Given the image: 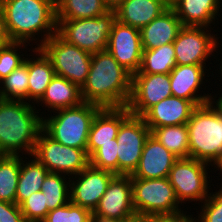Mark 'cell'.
Masks as SVG:
<instances>
[{"label":"cell","mask_w":222,"mask_h":222,"mask_svg":"<svg viewBox=\"0 0 222 222\" xmlns=\"http://www.w3.org/2000/svg\"><path fill=\"white\" fill-rule=\"evenodd\" d=\"M151 130L143 117L130 114L117 134L118 175H131L138 166L146 139Z\"/></svg>","instance_id":"cell-12"},{"label":"cell","mask_w":222,"mask_h":222,"mask_svg":"<svg viewBox=\"0 0 222 222\" xmlns=\"http://www.w3.org/2000/svg\"><path fill=\"white\" fill-rule=\"evenodd\" d=\"M111 9L107 0H56L57 19L96 18Z\"/></svg>","instance_id":"cell-27"},{"label":"cell","mask_w":222,"mask_h":222,"mask_svg":"<svg viewBox=\"0 0 222 222\" xmlns=\"http://www.w3.org/2000/svg\"><path fill=\"white\" fill-rule=\"evenodd\" d=\"M221 7L222 0H178L173 9L183 26L212 28L211 25H214L213 28H215V21L220 17Z\"/></svg>","instance_id":"cell-23"},{"label":"cell","mask_w":222,"mask_h":222,"mask_svg":"<svg viewBox=\"0 0 222 222\" xmlns=\"http://www.w3.org/2000/svg\"><path fill=\"white\" fill-rule=\"evenodd\" d=\"M28 45L32 46L31 44H26L24 42H10L9 44L0 47V82L13 70L24 63L26 56L28 57V54L24 55L25 53L21 51L27 49ZM20 49L21 51H19Z\"/></svg>","instance_id":"cell-33"},{"label":"cell","mask_w":222,"mask_h":222,"mask_svg":"<svg viewBox=\"0 0 222 222\" xmlns=\"http://www.w3.org/2000/svg\"><path fill=\"white\" fill-rule=\"evenodd\" d=\"M22 157L15 198V203L18 206L33 192L41 190L44 179L49 173L46 167L33 155H28V158L26 156ZM24 158L25 160H23ZM26 159H28V161Z\"/></svg>","instance_id":"cell-26"},{"label":"cell","mask_w":222,"mask_h":222,"mask_svg":"<svg viewBox=\"0 0 222 222\" xmlns=\"http://www.w3.org/2000/svg\"><path fill=\"white\" fill-rule=\"evenodd\" d=\"M177 66L173 43L143 50L142 62L136 74H169Z\"/></svg>","instance_id":"cell-28"},{"label":"cell","mask_w":222,"mask_h":222,"mask_svg":"<svg viewBox=\"0 0 222 222\" xmlns=\"http://www.w3.org/2000/svg\"><path fill=\"white\" fill-rule=\"evenodd\" d=\"M42 222H92V212L69 202L50 210Z\"/></svg>","instance_id":"cell-34"},{"label":"cell","mask_w":222,"mask_h":222,"mask_svg":"<svg viewBox=\"0 0 222 222\" xmlns=\"http://www.w3.org/2000/svg\"><path fill=\"white\" fill-rule=\"evenodd\" d=\"M132 195L136 214L149 216L183 211L168 178H132Z\"/></svg>","instance_id":"cell-9"},{"label":"cell","mask_w":222,"mask_h":222,"mask_svg":"<svg viewBox=\"0 0 222 222\" xmlns=\"http://www.w3.org/2000/svg\"><path fill=\"white\" fill-rule=\"evenodd\" d=\"M210 166L212 165L194 158H178L169 171L168 180L174 188L177 200L181 205L187 201L201 204L211 191ZM209 169V170H208ZM209 176V177H208ZM209 180V181H208ZM211 182V183H210ZM210 189V190H209ZM183 203V204H182Z\"/></svg>","instance_id":"cell-7"},{"label":"cell","mask_w":222,"mask_h":222,"mask_svg":"<svg viewBox=\"0 0 222 222\" xmlns=\"http://www.w3.org/2000/svg\"><path fill=\"white\" fill-rule=\"evenodd\" d=\"M41 191L45 194V204L49 211L64 206L70 202V177L49 172L41 186Z\"/></svg>","instance_id":"cell-30"},{"label":"cell","mask_w":222,"mask_h":222,"mask_svg":"<svg viewBox=\"0 0 222 222\" xmlns=\"http://www.w3.org/2000/svg\"><path fill=\"white\" fill-rule=\"evenodd\" d=\"M178 158L163 146L152 134L146 139L143 152L131 178H168L169 171Z\"/></svg>","instance_id":"cell-18"},{"label":"cell","mask_w":222,"mask_h":222,"mask_svg":"<svg viewBox=\"0 0 222 222\" xmlns=\"http://www.w3.org/2000/svg\"><path fill=\"white\" fill-rule=\"evenodd\" d=\"M130 114L127 107H104L96 113L90 126L86 147L89 157L102 144L113 142L121 123Z\"/></svg>","instance_id":"cell-19"},{"label":"cell","mask_w":222,"mask_h":222,"mask_svg":"<svg viewBox=\"0 0 222 222\" xmlns=\"http://www.w3.org/2000/svg\"><path fill=\"white\" fill-rule=\"evenodd\" d=\"M112 9L117 21L139 30L166 10L158 0H119Z\"/></svg>","instance_id":"cell-22"},{"label":"cell","mask_w":222,"mask_h":222,"mask_svg":"<svg viewBox=\"0 0 222 222\" xmlns=\"http://www.w3.org/2000/svg\"><path fill=\"white\" fill-rule=\"evenodd\" d=\"M11 41L8 37L2 8L0 6V47L9 44Z\"/></svg>","instance_id":"cell-40"},{"label":"cell","mask_w":222,"mask_h":222,"mask_svg":"<svg viewBox=\"0 0 222 222\" xmlns=\"http://www.w3.org/2000/svg\"><path fill=\"white\" fill-rule=\"evenodd\" d=\"M170 96L173 94L169 74H134L126 107L131 114L142 117L152 106Z\"/></svg>","instance_id":"cell-14"},{"label":"cell","mask_w":222,"mask_h":222,"mask_svg":"<svg viewBox=\"0 0 222 222\" xmlns=\"http://www.w3.org/2000/svg\"><path fill=\"white\" fill-rule=\"evenodd\" d=\"M134 214L132 178L130 175H116L92 212V219L115 222Z\"/></svg>","instance_id":"cell-13"},{"label":"cell","mask_w":222,"mask_h":222,"mask_svg":"<svg viewBox=\"0 0 222 222\" xmlns=\"http://www.w3.org/2000/svg\"><path fill=\"white\" fill-rule=\"evenodd\" d=\"M102 107L82 102L75 107L56 110L43 117L42 130L65 146L86 149L91 123Z\"/></svg>","instance_id":"cell-5"},{"label":"cell","mask_w":222,"mask_h":222,"mask_svg":"<svg viewBox=\"0 0 222 222\" xmlns=\"http://www.w3.org/2000/svg\"><path fill=\"white\" fill-rule=\"evenodd\" d=\"M115 11L96 18L57 19L56 33L66 42L91 54L107 49Z\"/></svg>","instance_id":"cell-6"},{"label":"cell","mask_w":222,"mask_h":222,"mask_svg":"<svg viewBox=\"0 0 222 222\" xmlns=\"http://www.w3.org/2000/svg\"><path fill=\"white\" fill-rule=\"evenodd\" d=\"M29 57L0 82V99L28 101Z\"/></svg>","instance_id":"cell-31"},{"label":"cell","mask_w":222,"mask_h":222,"mask_svg":"<svg viewBox=\"0 0 222 222\" xmlns=\"http://www.w3.org/2000/svg\"><path fill=\"white\" fill-rule=\"evenodd\" d=\"M213 28L204 26H183L173 42L177 65H206L207 59L216 55L219 39ZM218 47H220L218 49ZM218 50V52H217Z\"/></svg>","instance_id":"cell-11"},{"label":"cell","mask_w":222,"mask_h":222,"mask_svg":"<svg viewBox=\"0 0 222 222\" xmlns=\"http://www.w3.org/2000/svg\"><path fill=\"white\" fill-rule=\"evenodd\" d=\"M118 143L117 139L114 138L113 142H107L102 144L91 156L90 165L113 172L118 175Z\"/></svg>","instance_id":"cell-35"},{"label":"cell","mask_w":222,"mask_h":222,"mask_svg":"<svg viewBox=\"0 0 222 222\" xmlns=\"http://www.w3.org/2000/svg\"><path fill=\"white\" fill-rule=\"evenodd\" d=\"M182 27V22L174 9H166L140 29L143 50H151L164 44L173 43Z\"/></svg>","instance_id":"cell-21"},{"label":"cell","mask_w":222,"mask_h":222,"mask_svg":"<svg viewBox=\"0 0 222 222\" xmlns=\"http://www.w3.org/2000/svg\"><path fill=\"white\" fill-rule=\"evenodd\" d=\"M115 176L113 172L89 164L79 174L70 177V202L93 212Z\"/></svg>","instance_id":"cell-16"},{"label":"cell","mask_w":222,"mask_h":222,"mask_svg":"<svg viewBox=\"0 0 222 222\" xmlns=\"http://www.w3.org/2000/svg\"><path fill=\"white\" fill-rule=\"evenodd\" d=\"M49 172L75 176L90 164L87 149L65 146L49 137L43 130L39 133L32 154Z\"/></svg>","instance_id":"cell-10"},{"label":"cell","mask_w":222,"mask_h":222,"mask_svg":"<svg viewBox=\"0 0 222 222\" xmlns=\"http://www.w3.org/2000/svg\"><path fill=\"white\" fill-rule=\"evenodd\" d=\"M19 207L26 222H42L49 212L45 204V194L41 190L33 192Z\"/></svg>","instance_id":"cell-36"},{"label":"cell","mask_w":222,"mask_h":222,"mask_svg":"<svg viewBox=\"0 0 222 222\" xmlns=\"http://www.w3.org/2000/svg\"><path fill=\"white\" fill-rule=\"evenodd\" d=\"M0 222H26L16 203L0 201Z\"/></svg>","instance_id":"cell-38"},{"label":"cell","mask_w":222,"mask_h":222,"mask_svg":"<svg viewBox=\"0 0 222 222\" xmlns=\"http://www.w3.org/2000/svg\"><path fill=\"white\" fill-rule=\"evenodd\" d=\"M115 222H147V216H144L142 214H134L128 218L121 219Z\"/></svg>","instance_id":"cell-41"},{"label":"cell","mask_w":222,"mask_h":222,"mask_svg":"<svg viewBox=\"0 0 222 222\" xmlns=\"http://www.w3.org/2000/svg\"><path fill=\"white\" fill-rule=\"evenodd\" d=\"M220 54H222L221 52H219ZM222 56V55H221ZM222 59V58H221ZM218 65H221V66H219L220 68H218L219 70H218V72H219V74H220V76H221V78H222V60L220 61V63L218 64Z\"/></svg>","instance_id":"cell-45"},{"label":"cell","mask_w":222,"mask_h":222,"mask_svg":"<svg viewBox=\"0 0 222 222\" xmlns=\"http://www.w3.org/2000/svg\"><path fill=\"white\" fill-rule=\"evenodd\" d=\"M111 6H113L119 0H107Z\"/></svg>","instance_id":"cell-46"},{"label":"cell","mask_w":222,"mask_h":222,"mask_svg":"<svg viewBox=\"0 0 222 222\" xmlns=\"http://www.w3.org/2000/svg\"><path fill=\"white\" fill-rule=\"evenodd\" d=\"M166 9H173L178 0H158Z\"/></svg>","instance_id":"cell-42"},{"label":"cell","mask_w":222,"mask_h":222,"mask_svg":"<svg viewBox=\"0 0 222 222\" xmlns=\"http://www.w3.org/2000/svg\"><path fill=\"white\" fill-rule=\"evenodd\" d=\"M132 75L108 52L93 53L89 73L81 87L83 102L104 107H126L131 96Z\"/></svg>","instance_id":"cell-2"},{"label":"cell","mask_w":222,"mask_h":222,"mask_svg":"<svg viewBox=\"0 0 222 222\" xmlns=\"http://www.w3.org/2000/svg\"><path fill=\"white\" fill-rule=\"evenodd\" d=\"M195 108L190 100L170 96L152 106L142 117L152 131L154 128L187 124Z\"/></svg>","instance_id":"cell-20"},{"label":"cell","mask_w":222,"mask_h":222,"mask_svg":"<svg viewBox=\"0 0 222 222\" xmlns=\"http://www.w3.org/2000/svg\"><path fill=\"white\" fill-rule=\"evenodd\" d=\"M40 49L51 61L56 75L82 87L89 73L91 53L66 42L57 33L40 46Z\"/></svg>","instance_id":"cell-8"},{"label":"cell","mask_w":222,"mask_h":222,"mask_svg":"<svg viewBox=\"0 0 222 222\" xmlns=\"http://www.w3.org/2000/svg\"><path fill=\"white\" fill-rule=\"evenodd\" d=\"M217 95H219L218 96V99L216 100V98H217ZM214 103H215V105L221 110V112H222V92H221V95H220V93H218V94H216L215 96H213V100H212Z\"/></svg>","instance_id":"cell-43"},{"label":"cell","mask_w":222,"mask_h":222,"mask_svg":"<svg viewBox=\"0 0 222 222\" xmlns=\"http://www.w3.org/2000/svg\"><path fill=\"white\" fill-rule=\"evenodd\" d=\"M0 6L11 42L40 48L57 31L56 0H0Z\"/></svg>","instance_id":"cell-1"},{"label":"cell","mask_w":222,"mask_h":222,"mask_svg":"<svg viewBox=\"0 0 222 222\" xmlns=\"http://www.w3.org/2000/svg\"><path fill=\"white\" fill-rule=\"evenodd\" d=\"M206 68V65H177L172 69L169 76L173 96L190 100L196 107L212 102L211 93L198 94L206 83L204 78L209 77L206 71L211 67Z\"/></svg>","instance_id":"cell-17"},{"label":"cell","mask_w":222,"mask_h":222,"mask_svg":"<svg viewBox=\"0 0 222 222\" xmlns=\"http://www.w3.org/2000/svg\"><path fill=\"white\" fill-rule=\"evenodd\" d=\"M92 222H109V221H101V220H97V219H92Z\"/></svg>","instance_id":"cell-47"},{"label":"cell","mask_w":222,"mask_h":222,"mask_svg":"<svg viewBox=\"0 0 222 222\" xmlns=\"http://www.w3.org/2000/svg\"><path fill=\"white\" fill-rule=\"evenodd\" d=\"M200 208L197 222H222V186L218 191L210 192Z\"/></svg>","instance_id":"cell-37"},{"label":"cell","mask_w":222,"mask_h":222,"mask_svg":"<svg viewBox=\"0 0 222 222\" xmlns=\"http://www.w3.org/2000/svg\"><path fill=\"white\" fill-rule=\"evenodd\" d=\"M20 167L21 156L3 155L0 158V201L15 203Z\"/></svg>","instance_id":"cell-32"},{"label":"cell","mask_w":222,"mask_h":222,"mask_svg":"<svg viewBox=\"0 0 222 222\" xmlns=\"http://www.w3.org/2000/svg\"><path fill=\"white\" fill-rule=\"evenodd\" d=\"M83 102L81 88L62 76L55 75L47 86L45 94L36 103L37 106L47 107V111L54 112L59 109L75 107Z\"/></svg>","instance_id":"cell-24"},{"label":"cell","mask_w":222,"mask_h":222,"mask_svg":"<svg viewBox=\"0 0 222 222\" xmlns=\"http://www.w3.org/2000/svg\"><path fill=\"white\" fill-rule=\"evenodd\" d=\"M189 157L214 166L222 157V112L209 102L197 106L187 122Z\"/></svg>","instance_id":"cell-4"},{"label":"cell","mask_w":222,"mask_h":222,"mask_svg":"<svg viewBox=\"0 0 222 222\" xmlns=\"http://www.w3.org/2000/svg\"><path fill=\"white\" fill-rule=\"evenodd\" d=\"M214 168L216 169V171H220L219 172V175L222 174V157L221 159L214 165ZM221 179H222V176H221Z\"/></svg>","instance_id":"cell-44"},{"label":"cell","mask_w":222,"mask_h":222,"mask_svg":"<svg viewBox=\"0 0 222 222\" xmlns=\"http://www.w3.org/2000/svg\"><path fill=\"white\" fill-rule=\"evenodd\" d=\"M37 56L29 54L28 102L36 103L45 94L47 86L56 75L51 61L40 48L31 47ZM34 48V49H33ZM30 56H33L30 58Z\"/></svg>","instance_id":"cell-25"},{"label":"cell","mask_w":222,"mask_h":222,"mask_svg":"<svg viewBox=\"0 0 222 222\" xmlns=\"http://www.w3.org/2000/svg\"><path fill=\"white\" fill-rule=\"evenodd\" d=\"M188 212L180 211L171 214H155L147 216V222H196V217ZM194 217V218H193Z\"/></svg>","instance_id":"cell-39"},{"label":"cell","mask_w":222,"mask_h":222,"mask_svg":"<svg viewBox=\"0 0 222 222\" xmlns=\"http://www.w3.org/2000/svg\"><path fill=\"white\" fill-rule=\"evenodd\" d=\"M151 134L177 158L189 157L187 124L154 128Z\"/></svg>","instance_id":"cell-29"},{"label":"cell","mask_w":222,"mask_h":222,"mask_svg":"<svg viewBox=\"0 0 222 222\" xmlns=\"http://www.w3.org/2000/svg\"><path fill=\"white\" fill-rule=\"evenodd\" d=\"M107 50L131 75L136 74L141 67L143 54L140 30L115 20L111 27Z\"/></svg>","instance_id":"cell-15"},{"label":"cell","mask_w":222,"mask_h":222,"mask_svg":"<svg viewBox=\"0 0 222 222\" xmlns=\"http://www.w3.org/2000/svg\"><path fill=\"white\" fill-rule=\"evenodd\" d=\"M38 111L41 109L27 101L0 99L1 155L33 154L43 128V115Z\"/></svg>","instance_id":"cell-3"}]
</instances>
